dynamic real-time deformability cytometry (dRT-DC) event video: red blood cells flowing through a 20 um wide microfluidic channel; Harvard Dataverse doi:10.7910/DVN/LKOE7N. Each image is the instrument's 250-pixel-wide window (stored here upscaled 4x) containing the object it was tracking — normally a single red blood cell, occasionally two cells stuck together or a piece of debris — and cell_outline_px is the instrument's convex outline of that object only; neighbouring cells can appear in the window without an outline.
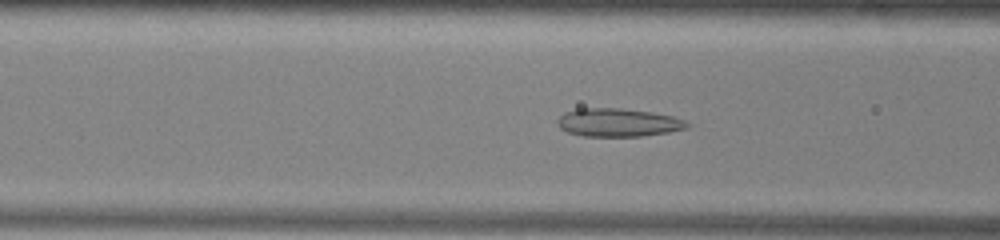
{"species": "common noctule bat (a hibernating species)", "species_latin": "Nyctalus noctula", "temperature_condition": "warm", "stored_images_in_passage": 48, "camera_frame_rate_fps": 3000, "um_per_image_px": 0.085, "animal": {"sex": "male", "body_mass_g": 13.0, "forearm_length_mm": 53.1}, "frame": {"image": 1, "passage_image": 16, "time_ms": 5.0, "image_size_px": [1000, 240], "cell_outline_px": [[692, 124], [688, 128], [668, 132], [640, 136], [584, 136], [568, 132], [560, 128], [556, 124], [556, 120], [564, 112], [580, 108], [620, 108], [652, 112], [672, 116], [684, 120]], "centroid_in_image_um": [52.53, 10.41], "position_along_channel_um": 114.1, "area_um2": 21.39}}
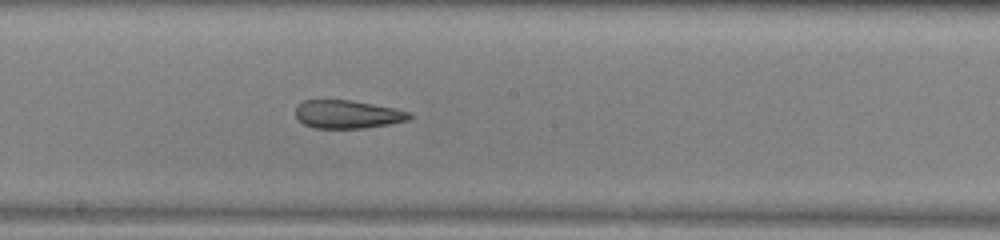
{"frame": {"image": 2, "passage_image": 24, "time_ms": 7.667, "image_size_px": [1000, 240], "cell_outline_px": [[412, 116], [408, 120], [388, 124], [364, 128], [316, 128], [304, 124], [296, 116], [296, 104], [304, 100], [352, 100], [396, 108], [412, 112]], "centroid_in_image_um": [29.56, 9.7], "position_along_channel_um": 218.6, "area_um2": 18.79}}
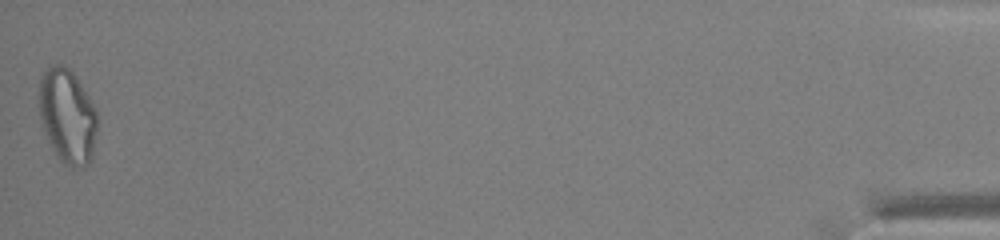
{"frame": {"image": 3, "passage_image": 48, "time_ms": 15.667, "image_size_px": [1000, 240], "cell_outline_px": [[96, 132], [92, 160], [88, 164], [76, 168], [72, 168], [64, 164], [56, 156], [44, 132], [40, 116], [40, 80], [44, 68], [52, 64], [64, 64], [72, 68], [96, 108]], "centroid_in_image_um": [5.74, 9.84], "position_along_channel_um": 429.5, "area_um2": 32.48}, "authors_computed_cell_mechanics": {"area_um2": 23.2934, "velocity_mm_per_s": 3.9309, "shape_relaxation_time_tau1_ms": null, "shape_relaxation_time_tau2_ms": 2.9678, "deformation_change_tau1": null, "deformation_change_tau2": 0.1147}}